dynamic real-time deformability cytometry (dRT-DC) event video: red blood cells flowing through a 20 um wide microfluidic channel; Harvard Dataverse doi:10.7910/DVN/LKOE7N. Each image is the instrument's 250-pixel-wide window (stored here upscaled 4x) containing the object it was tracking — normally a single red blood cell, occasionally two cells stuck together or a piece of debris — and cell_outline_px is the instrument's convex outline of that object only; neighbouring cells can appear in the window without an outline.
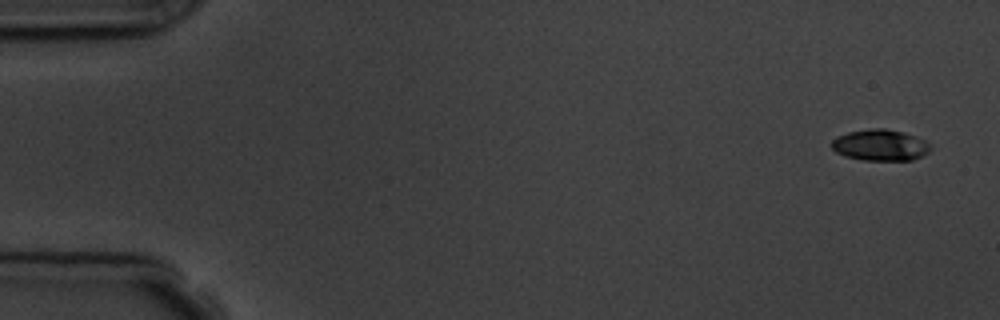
{"species": "common noctule bat (a hibernating species)", "species_latin": "Nyctalus noctula", "temperature_condition": "room temperature", "stored_images_in_passage": 4, "camera_frame_rate_fps": 3000, "um_per_image_px": 0.085, "animal": {"sex": "male", "body_mass_g": 19.5, "forearm_length_mm": 54.6}, "frame": {"image": 1, "passage_image": 1, "time_ms": 0.0, "image_size_px": [1000, 320], "cell_outline_px": [[932, 148], [928, 152], [912, 160], [864, 160], [844, 156], [836, 152], [828, 144], [836, 136], [848, 132], [868, 128], [884, 128], [904, 132], [924, 140]], "centroid_in_image_um": [74.76, 12.32], "position_along_channel_um": 10.2, "area_um2": 18.09}}
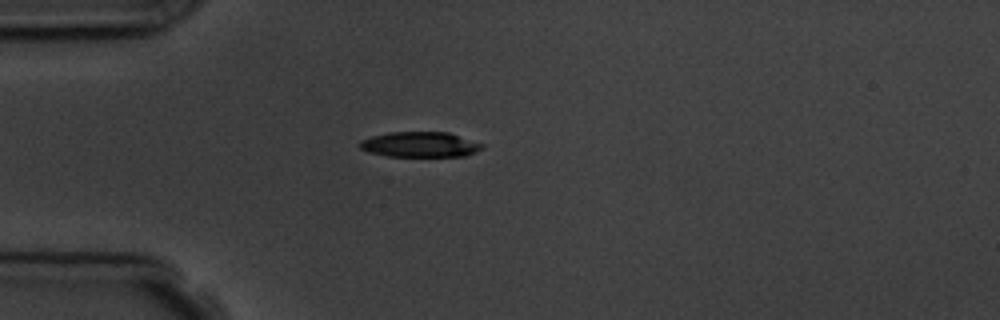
{"frame": {"image": 2, "passage_image": 4, "time_ms": 4.333, "image_size_px": [1000, 320], "cell_outline_px": [[484, 148], [476, 152], [464, 156], [388, 156], [368, 152], [360, 148], [360, 140], [372, 136], [388, 132], [448, 132], [484, 144]], "centroid_in_image_um": [35.71, 12.28], "position_along_channel_um": 49.3, "area_um2": 18.03}}